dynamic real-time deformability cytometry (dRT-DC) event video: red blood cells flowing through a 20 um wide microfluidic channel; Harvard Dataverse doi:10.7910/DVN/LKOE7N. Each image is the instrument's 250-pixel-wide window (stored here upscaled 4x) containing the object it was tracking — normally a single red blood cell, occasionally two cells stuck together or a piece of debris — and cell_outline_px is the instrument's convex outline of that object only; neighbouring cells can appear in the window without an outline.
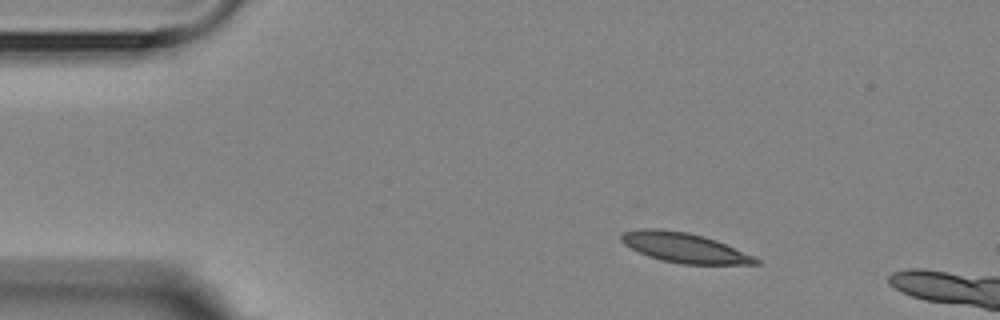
{"species": "Egyptian fruit bat (a non-hibernating species)", "species_latin": "Rousettus aegyptiacus", "temperature_condition": "room temperature", "stored_images_in_passage": 3, "camera_frame_rate_fps": 3000, "um_per_image_px": 0.085, "animal": {"sex": "female"}, "frame": {"image": 1, "passage_image": 2, "time_ms": 1.0, "image_size_px": [1000, 320], "cell_outline_px": [[760, 264], [680, 264], [660, 260], [648, 256], [624, 244], [620, 240], [620, 236], [624, 232], [640, 228], [660, 228], [688, 232], [704, 236], [716, 240], [752, 256], [760, 260]], "centroid_in_image_um": [58.12, 21.04], "position_along_channel_um": 26.9, "area_um2": 23.24}}